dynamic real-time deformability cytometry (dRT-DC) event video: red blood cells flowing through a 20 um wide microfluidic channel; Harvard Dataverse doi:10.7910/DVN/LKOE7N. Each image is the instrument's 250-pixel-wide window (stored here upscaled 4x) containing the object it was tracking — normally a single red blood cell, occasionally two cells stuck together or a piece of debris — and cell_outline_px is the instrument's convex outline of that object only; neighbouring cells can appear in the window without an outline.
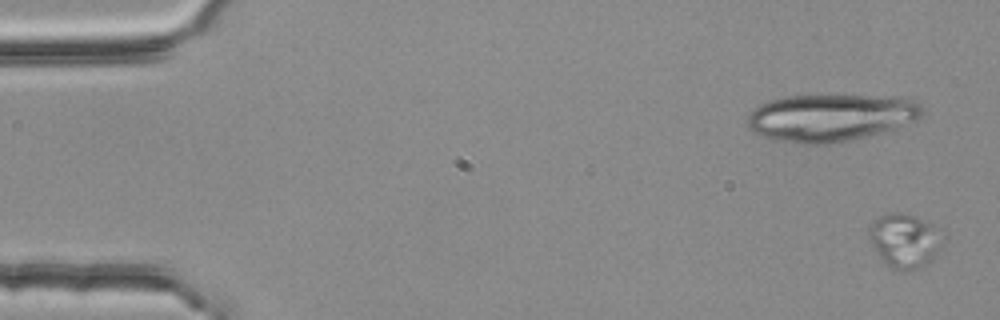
{"species": "common noctule bat (a hibernating species)", "species_latin": "Nyctalus noctula", "temperature_condition": "room temperature", "stored_images_in_passage": 5, "camera_frame_rate_fps": 3000, "um_per_image_px": 0.085, "animal": {"sex": "female", "body_mass_g": 25.1}, "frame": {"image": 1, "passage_image": 1, "time_ms": 0.0, "image_size_px": [1000, 320], "cell_outline_px": [[932, 260], [924, 264], [912, 268], [892, 268], [876, 252], [868, 236], [868, 228], [880, 216], [896, 212], [900, 212], [912, 216], [928, 224], [932, 248]], "centroid_in_image_um": [76.62, 20.43], "position_along_channel_um": 8.4, "area_um2": 20.17}}
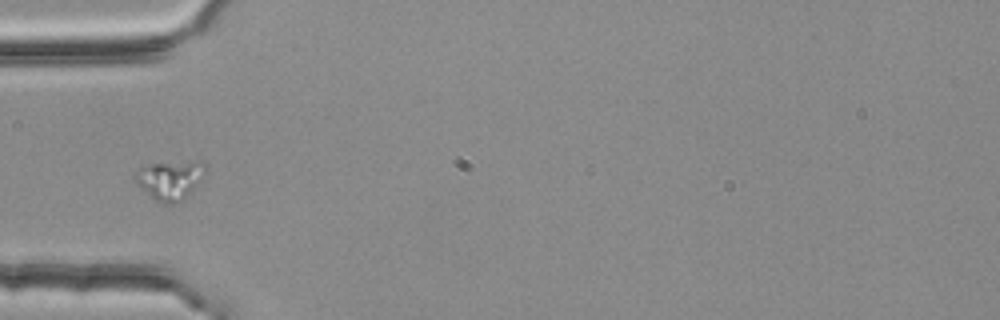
{"frame": {"image": 2, "passage_image": 4, "time_ms": 1.0, "image_size_px": [1000, 320], "cell_outline_px": [[208, 172], [188, 196], [172, 204], [160, 204], [136, 184], [132, 180], [132, 176], [140, 168], [148, 164], [196, 160], [204, 164]], "centroid_in_image_um": [14.45, 15.29], "position_along_channel_um": 70.5, "area_um2": 16.36}}